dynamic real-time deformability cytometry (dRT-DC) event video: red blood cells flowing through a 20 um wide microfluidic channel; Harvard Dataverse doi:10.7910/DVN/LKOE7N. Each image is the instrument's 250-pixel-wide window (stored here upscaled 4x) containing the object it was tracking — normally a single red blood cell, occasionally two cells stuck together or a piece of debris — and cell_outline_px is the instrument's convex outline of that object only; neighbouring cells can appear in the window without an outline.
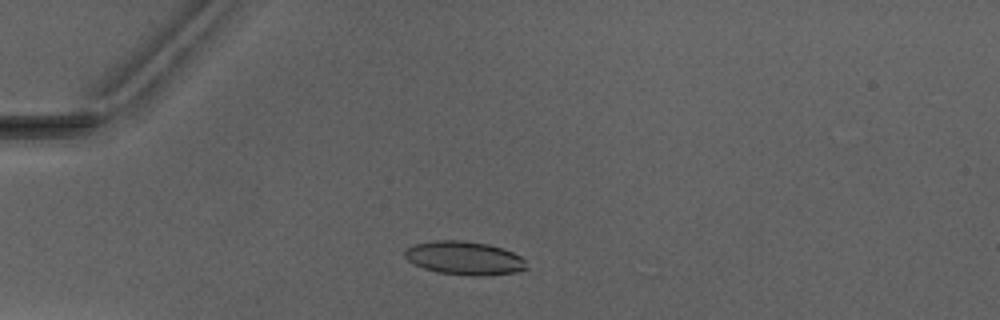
{"species": "Egyptian fruit bat (a non-hibernating species)", "species_latin": "Rousettus aegyptiacus", "temperature_condition": "warm", "stored_images_in_passage": 2, "camera_frame_rate_fps": 3000, "um_per_image_px": 0.085, "animal": {"sex": "male"}, "frame": {"image": 1, "passage_image": 2, "time_ms": 1.333, "image_size_px": [1000, 320], "cell_outline_px": [[528, 268], [516, 272], [476, 276], [472, 276], [440, 272], [424, 268], [408, 260], [404, 256], [404, 252], [412, 244], [432, 240], [464, 240], [488, 244], [512, 252], [520, 256], [524, 260]], "centroid_in_image_um": [39.46, 21.92], "position_along_channel_um": 45.5, "area_um2": 23.58}}